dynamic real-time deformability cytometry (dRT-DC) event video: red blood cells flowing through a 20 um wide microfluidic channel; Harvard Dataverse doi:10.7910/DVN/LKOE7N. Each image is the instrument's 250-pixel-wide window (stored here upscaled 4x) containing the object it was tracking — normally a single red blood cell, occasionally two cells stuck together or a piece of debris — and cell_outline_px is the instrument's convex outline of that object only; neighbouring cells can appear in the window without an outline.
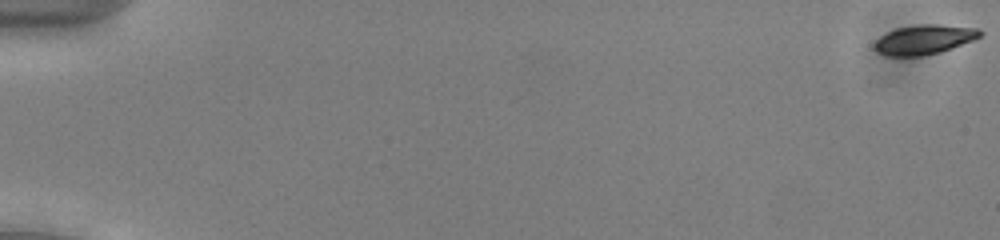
{"species": "common noctule bat (a hibernating species)", "species_latin": "Nyctalus noctula", "temperature_condition": "cold", "stored_images_in_passage": 51, "camera_frame_rate_fps": 3000, "um_per_image_px": 0.085, "animal": {"sex": "male", "body_mass_g": 13.0, "forearm_length_mm": 53.1}, "frame": {"image": 1, "passage_image": 1, "time_ms": 0.0, "image_size_px": [1000, 240], "cell_outline_px": [[984, 32], [980, 36], [972, 40], [952, 48], [940, 52], [924, 56], [888, 56], [880, 52], [876, 48], [876, 40], [880, 36], [896, 28], [920, 24], [936, 24], [980, 28]], "centroid_in_image_um": [78.6, 3.35], "position_along_channel_um": 6.4, "area_um2": 18.03}}
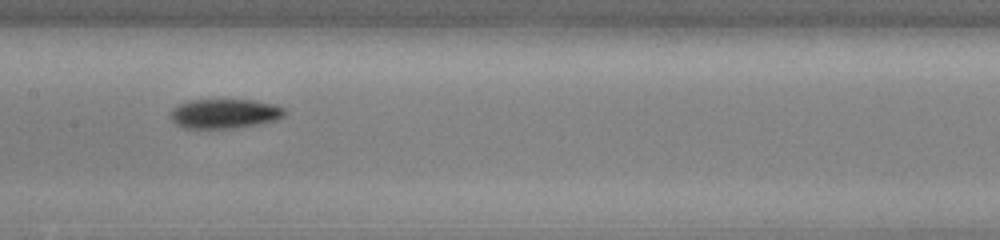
{"frame": {"image": 2, "passage_image": 29, "time_ms": 9.333, "image_size_px": [1000, 240], "cell_outline_px": [[288, 112], [284, 116], [276, 120], [260, 124], [236, 128], [184, 128], [176, 124], [172, 120], [168, 112], [172, 108], [188, 100], [256, 100], [276, 104], [284, 108]], "centroid_in_image_um": [19.12, 9.66], "position_along_channel_um": 188.3, "area_um2": 19.94}}
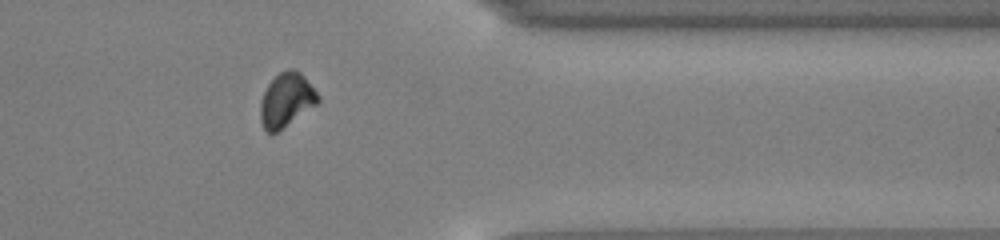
{"frame": {"image": 3, "passage_image": 45, "time_ms": 14.667, "image_size_px": [1000, 240], "cell_outline_px": [[320, 100], [316, 104], [276, 132], [268, 132], [264, 128], [260, 120], [260, 100], [268, 84], [280, 72], [288, 68], [292, 68], [300, 72], [304, 76], [320, 96]], "centroid_in_image_um": [24.33, 8.47], "position_along_channel_um": 387.1, "area_um2": 17.8}}